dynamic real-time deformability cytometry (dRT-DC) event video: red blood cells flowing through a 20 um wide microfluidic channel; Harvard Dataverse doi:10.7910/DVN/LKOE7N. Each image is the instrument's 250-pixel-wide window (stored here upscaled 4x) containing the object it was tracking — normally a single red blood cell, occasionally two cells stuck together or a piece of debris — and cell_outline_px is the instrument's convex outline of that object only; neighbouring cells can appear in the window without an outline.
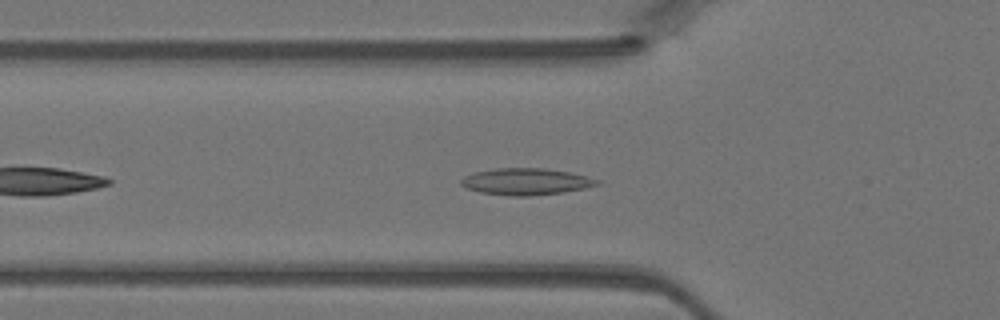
{"species": "Egyptian fruit bat (a non-hibernating species)", "species_latin": "Rousettus aegyptiacus", "temperature_condition": "warm", "stored_images_in_passage": 36, "camera_frame_rate_fps": 3000, "um_per_image_px": 0.085, "animal": {"sex": "female"}, "frame": {"image": 1, "passage_image": 6, "time_ms": 1.667, "image_size_px": [1000, 320], "cell_outline_px": [[600, 184], [584, 188], [560, 192], [528, 196], [512, 196], [480, 192], [464, 188], [460, 184], [460, 180], [464, 176], [472, 172], [496, 168], [544, 168], [568, 172], [600, 180]], "centroid_in_image_um": [44.63, 15.43], "position_along_channel_um": 81.2, "area_um2": 21.04}}
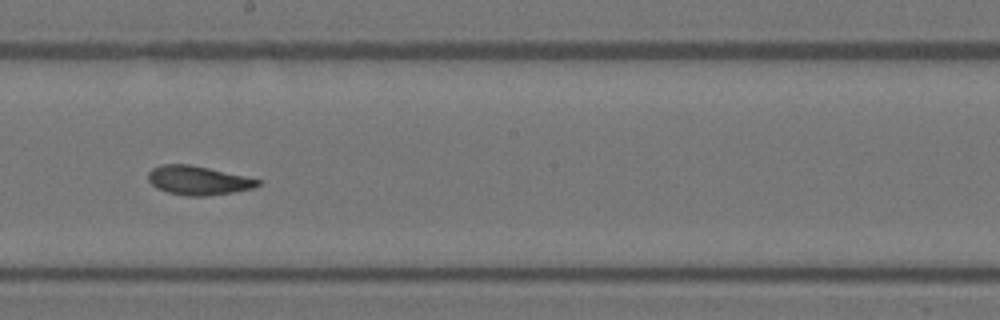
{"frame": {"image": 2, "passage_image": 16, "time_ms": 5.0, "image_size_px": [1000, 320], "cell_outline_px": [[260, 184], [252, 188], [232, 192], [208, 196], [188, 196], [168, 192], [156, 188], [148, 180], [148, 172], [152, 168], [160, 164], [188, 164], [208, 168], [244, 176], [260, 180]], "centroid_in_image_um": [16.79, 15.33], "position_along_channel_um": 231.4, "area_um2": 18.32}}
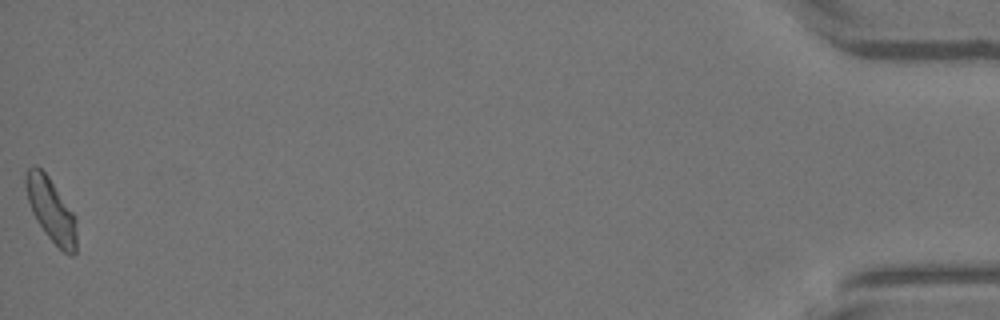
{"frame": {"image": 3, "passage_image": 36, "time_ms": 11.667, "image_size_px": [1000, 320], "cell_outline_px": [[76, 252], [72, 256], [64, 252], [44, 232], [36, 220], [32, 212], [28, 200], [24, 184], [24, 176], [28, 168], [32, 164], [36, 164], [48, 176], [76, 216]], "centroid_in_image_um": [4.33, 17.81], "position_along_channel_um": 430.9, "area_um2": 18.9}}